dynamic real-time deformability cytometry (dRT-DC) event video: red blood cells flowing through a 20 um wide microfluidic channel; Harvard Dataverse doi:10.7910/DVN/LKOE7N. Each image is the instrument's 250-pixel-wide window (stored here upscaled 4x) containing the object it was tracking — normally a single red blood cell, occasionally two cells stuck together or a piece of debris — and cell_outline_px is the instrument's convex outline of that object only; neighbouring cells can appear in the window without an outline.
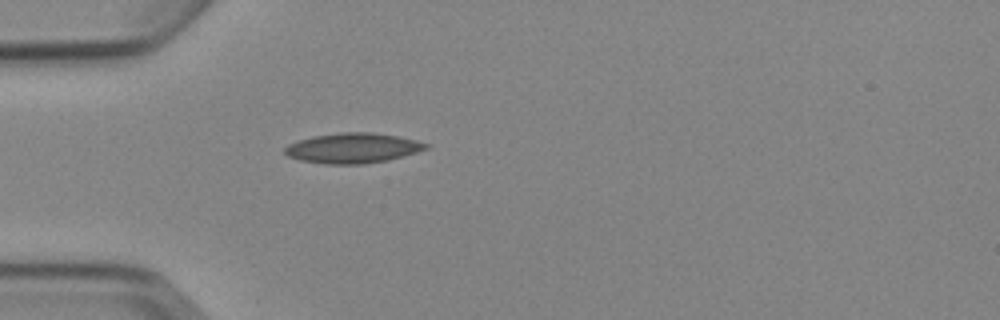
{"species": "Egyptian fruit bat (a non-hibernating species)", "species_latin": "Rousettus aegyptiacus", "temperature_condition": "cold", "stored_images_in_passage": 1, "camera_frame_rate_fps": 3000, "um_per_image_px": 0.085, "animal": {"sex": "female"}, "frame": {"image": 1, "passage_image": 1, "time_ms": 0.0, "image_size_px": [1000, 320], "cell_outline_px": [[432, 144], [428, 148], [416, 152], [388, 160], [364, 164], [324, 164], [300, 160], [288, 156], [284, 152], [284, 148], [288, 144], [312, 136], [340, 132], [372, 132], [396, 136], [416, 140]], "centroid_in_image_um": [29.99, 12.58], "position_along_channel_um": 55.0, "area_um2": 24.8}}